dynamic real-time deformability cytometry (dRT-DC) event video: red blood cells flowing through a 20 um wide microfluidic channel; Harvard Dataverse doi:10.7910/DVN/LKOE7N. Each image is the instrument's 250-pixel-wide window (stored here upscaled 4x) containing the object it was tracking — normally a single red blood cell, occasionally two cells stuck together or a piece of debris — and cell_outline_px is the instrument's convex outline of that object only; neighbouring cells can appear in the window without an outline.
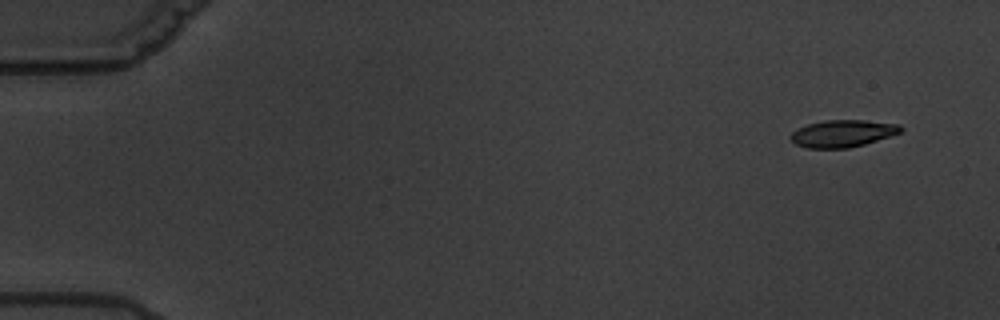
{"species": "common noctule bat (a hibernating species)", "species_latin": "Nyctalus noctula", "temperature_condition": "warm", "stored_images_in_passage": 5, "camera_frame_rate_fps": 3000, "um_per_image_px": 0.085, "animal": {"sex": "male", "body_mass_g": 19.5, "forearm_length_mm": 54.6}, "frame": {"image": 1, "passage_image": 1, "time_ms": 0.0, "image_size_px": [1000, 320], "cell_outline_px": [[904, 128], [900, 132], [864, 144], [848, 148], [808, 148], [796, 144], [792, 140], [792, 132], [796, 128], [808, 124], [824, 120], [864, 120], [900, 124]], "centroid_in_image_um": [71.62, 11.33], "position_along_channel_um": 13.4, "area_um2": 17.22}}
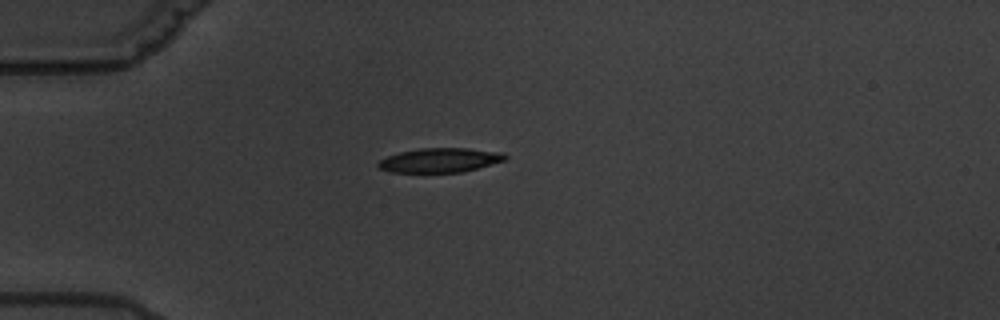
{"frame": {"image": 2, "passage_image": 4, "time_ms": 4.333, "image_size_px": [1000, 320], "cell_outline_px": [[508, 156], [504, 160], [464, 172], [392, 172], [380, 168], [376, 164], [380, 160], [388, 156], [400, 152], [420, 148], [468, 148], [504, 152]], "centroid_in_image_um": [37.42, 13.61], "position_along_channel_um": 47.6, "area_um2": 17.92}}